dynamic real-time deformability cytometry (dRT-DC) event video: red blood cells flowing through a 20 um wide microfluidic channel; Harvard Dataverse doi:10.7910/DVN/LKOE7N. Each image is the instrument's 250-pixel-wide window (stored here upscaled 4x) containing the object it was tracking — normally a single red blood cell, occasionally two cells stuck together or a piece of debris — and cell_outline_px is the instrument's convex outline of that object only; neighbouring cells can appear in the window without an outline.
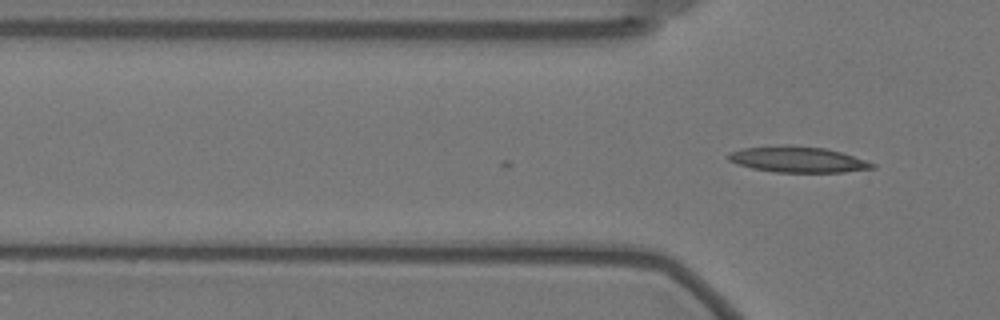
{"species": "Egyptian fruit bat (a non-hibernating species)", "species_latin": "Rousettus aegyptiacus", "temperature_condition": "warm", "stored_images_in_passage": 2, "camera_frame_rate_fps": 3000, "um_per_image_px": 0.085, "animal": {"sex": "female"}, "frame": {"image": 1, "passage_image": 2, "time_ms": 0.333, "image_size_px": [1000, 320], "cell_outline_px": [[876, 168], [844, 172], [776, 172], [752, 168], [736, 164], [728, 160], [728, 152], [744, 148], [824, 148], [840, 152], [876, 164]], "centroid_in_image_um": [67.84, 13.61], "position_along_channel_um": 58.0, "area_um2": 20.52}}